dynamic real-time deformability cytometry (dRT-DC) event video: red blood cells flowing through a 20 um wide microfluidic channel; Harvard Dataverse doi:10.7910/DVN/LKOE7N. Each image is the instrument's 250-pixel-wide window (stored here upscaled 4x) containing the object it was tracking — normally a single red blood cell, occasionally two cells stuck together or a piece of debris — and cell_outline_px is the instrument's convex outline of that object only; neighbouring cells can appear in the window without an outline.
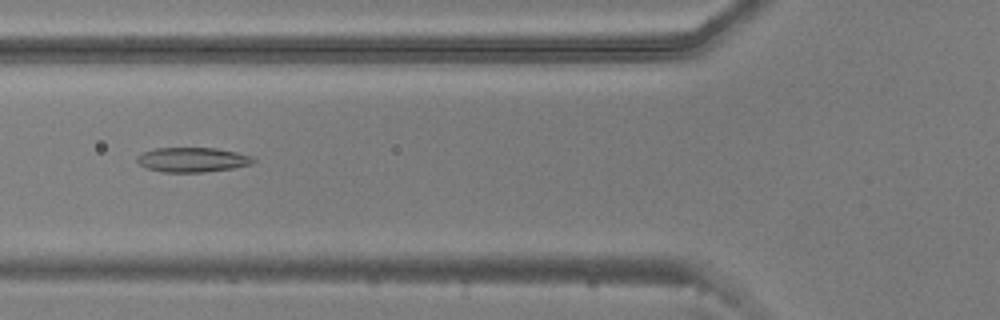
{"species": "common noctule bat (a hibernating species)", "species_latin": "Nyctalus noctula", "temperature_condition": "warm", "stored_images_in_passage": 42, "camera_frame_rate_fps": 3000, "um_per_image_px": 0.085, "animal": {"sex": "male", "body_mass_g": 20.5, "forearm_length_mm": 52.5}, "frame": {"image": 1, "passage_image": 8, "time_ms": 2.333, "image_size_px": [1000, 320], "cell_outline_px": [[256, 160], [252, 164], [232, 168], [204, 172], [160, 172], [144, 168], [136, 160], [136, 156], [140, 152], [156, 148], [216, 148], [236, 152], [252, 156]], "centroid_in_image_um": [16.31, 13.58], "position_along_channel_um": 109.5, "area_um2": 16.88}}
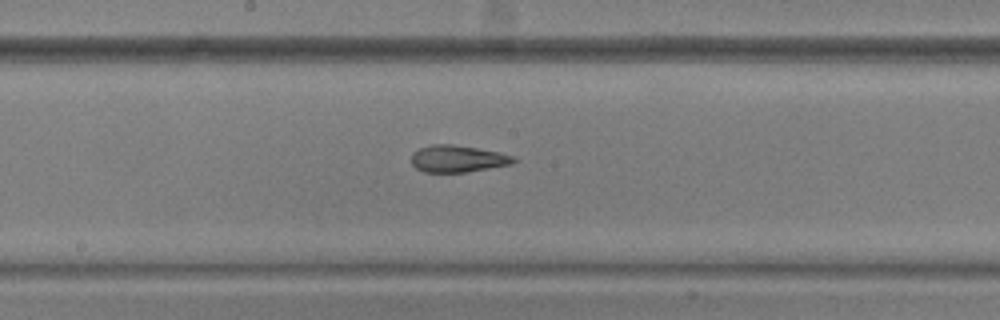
{"frame": {"image": 2, "passage_image": 16, "time_ms": 5.0, "image_size_px": [1000, 320], "cell_outline_px": [[516, 160], [512, 164], [468, 172], [424, 172], [416, 168], [412, 164], [412, 152], [420, 148], [432, 144], [452, 144], [500, 152], [516, 156]], "centroid_in_image_um": [38.92, 13.49], "position_along_channel_um": 209.3, "area_um2": 16.13}}
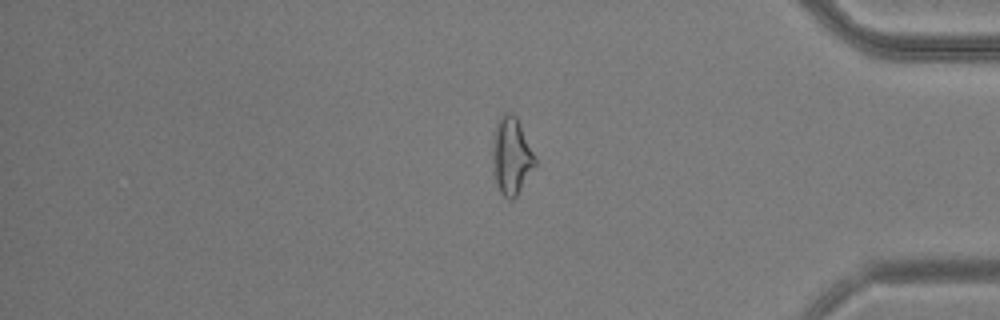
{"frame": {"image": 3, "passage_image": 33, "time_ms": 10.667, "image_size_px": [1000, 320], "cell_outline_px": [[536, 164], [516, 196], [512, 200], [508, 200], [500, 192], [496, 184], [492, 172], [492, 140], [496, 120], [504, 112], [512, 112], [516, 116], [536, 156]], "centroid_in_image_um": [43.44, 13.23], "position_along_channel_um": 391.8, "area_um2": 19.54}}